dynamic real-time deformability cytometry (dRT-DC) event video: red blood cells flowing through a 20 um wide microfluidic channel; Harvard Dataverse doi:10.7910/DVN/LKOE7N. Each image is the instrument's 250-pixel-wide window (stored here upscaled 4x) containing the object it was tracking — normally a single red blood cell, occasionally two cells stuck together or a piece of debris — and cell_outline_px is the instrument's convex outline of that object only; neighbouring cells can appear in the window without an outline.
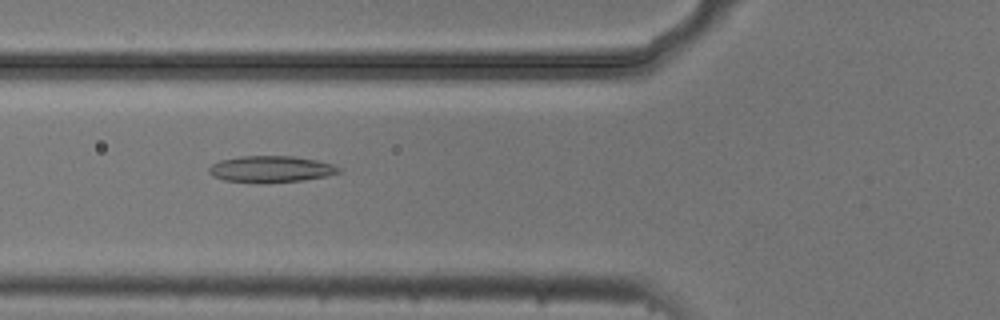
{"species": "common noctule bat (a hibernating species)", "species_latin": "Nyctalus noctula", "temperature_condition": "cold", "stored_images_in_passage": 52, "camera_frame_rate_fps": 3000, "um_per_image_px": 0.085, "animal": {"sex": "male", "body_mass_g": 20.5, "forearm_length_mm": 52.5}, "frame": {"image": 1, "passage_image": 20, "time_ms": 6.333, "image_size_px": [1000, 320], "cell_outline_px": [[340, 172], [328, 176], [304, 180], [260, 184], [224, 180], [212, 176], [208, 172], [208, 168], [212, 164], [220, 160], [240, 156], [292, 156], [316, 160], [332, 164], [340, 168]], "centroid_in_image_um": [23.0, 14.39], "position_along_channel_um": 102.8, "area_um2": 20.29}}
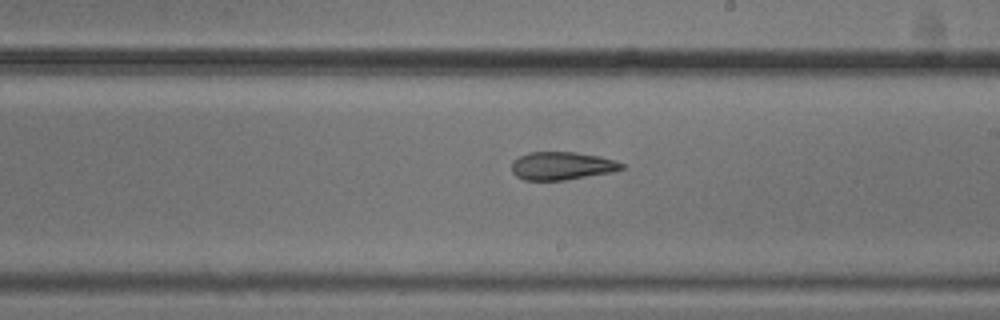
{"frame": {"image": 2, "passage_image": 31, "time_ms": 10.0, "image_size_px": [1000, 320], "cell_outline_px": [[624, 168], [612, 172], [564, 180], [524, 180], [516, 176], [512, 172], [512, 160], [528, 152], [576, 152], [600, 156], [616, 160], [624, 164]], "centroid_in_image_um": [47.76, 14.09], "position_along_channel_um": 241.2, "area_um2": 18.03}}
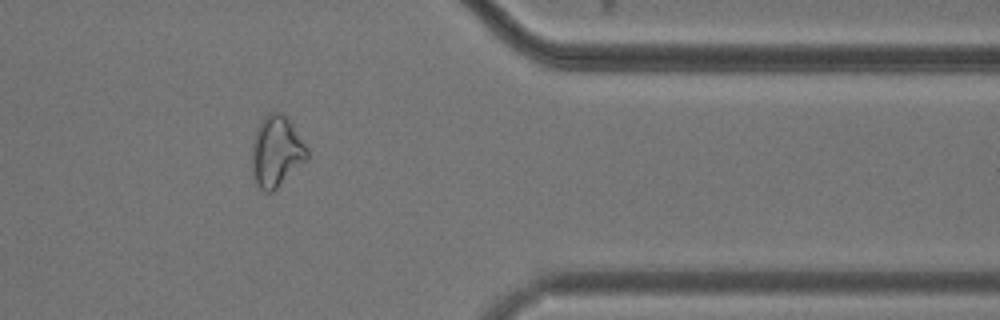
{"frame": {"image": 3, "passage_image": 44, "time_ms": 14.333, "image_size_px": [1000, 320], "cell_outline_px": [[308, 160], [272, 192], [264, 192], [256, 184], [252, 172], [252, 144], [256, 128], [264, 116], [268, 112], [280, 112], [292, 124], [308, 148]], "centroid_in_image_um": [23.49, 12.89], "position_along_channel_um": 387.9, "area_um2": 22.95}, "authors_computed_cell_mechanics": {"area_um2": 20.8658, "velocity_mm_per_s": 3.7618, "shape_relaxation_time_tau1_ms": null, "shape_relaxation_time_tau2_ms": 5.7642, "deformation_change_tau1": null, "deformation_change_tau2": 0.1516}}